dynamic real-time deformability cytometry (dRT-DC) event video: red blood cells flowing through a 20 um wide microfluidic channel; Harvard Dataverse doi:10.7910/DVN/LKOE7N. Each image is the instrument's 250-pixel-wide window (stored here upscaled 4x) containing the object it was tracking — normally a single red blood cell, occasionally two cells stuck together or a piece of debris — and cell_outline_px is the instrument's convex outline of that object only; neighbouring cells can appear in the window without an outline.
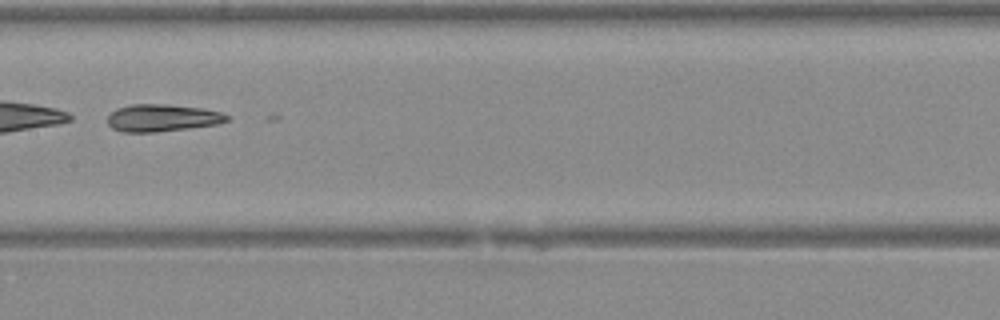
{"species": "Egyptian fruit bat (a non-hibernating species)", "species_latin": "Rousettus aegyptiacus", "temperature_condition": "warm", "stored_images_in_passage": 33, "camera_frame_rate_fps": 3000, "um_per_image_px": 0.085, "animal": {"sex": "female"}, "frame": {"image": 1, "passage_image": 11, "time_ms": 3.333, "image_size_px": [1000, 320], "cell_outline_px": [[228, 120], [216, 124], [188, 128], [152, 132], [120, 132], [112, 128], [108, 124], [108, 116], [116, 108], [128, 104], [168, 104], [204, 108], [220, 112], [228, 116]], "centroid_in_image_um": [13.74, 10.01], "position_along_channel_um": 193.7, "area_um2": 18.96}}